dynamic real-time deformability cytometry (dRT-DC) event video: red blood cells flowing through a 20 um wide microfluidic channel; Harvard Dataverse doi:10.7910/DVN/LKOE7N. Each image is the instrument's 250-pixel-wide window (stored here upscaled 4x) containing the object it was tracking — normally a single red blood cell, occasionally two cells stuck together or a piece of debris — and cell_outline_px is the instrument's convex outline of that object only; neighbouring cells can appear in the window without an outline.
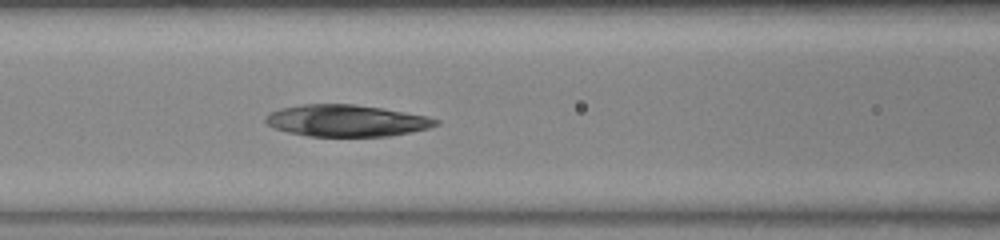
{"species": "common noctule bat (a hibernating species)", "species_latin": "Nyctalus noctula", "temperature_condition": "warm", "stored_images_in_passage": 51, "camera_frame_rate_fps": 3000, "um_per_image_px": 0.085, "animal": {"sex": "female", "body_mass_g": 23.0, "forearm_length_mm": 53.4}, "frame": {"image": 1, "passage_image": 21, "time_ms": 6.667, "image_size_px": [1000, 240], "cell_outline_px": [[440, 124], [428, 128], [388, 136], [308, 136], [288, 132], [276, 128], [268, 124], [264, 120], [264, 116], [280, 108], [304, 104], [352, 104], [380, 108], [428, 116], [440, 120]], "centroid_in_image_um": [29.44, 10.25], "position_along_channel_um": 137.2, "area_um2": 31.21}}
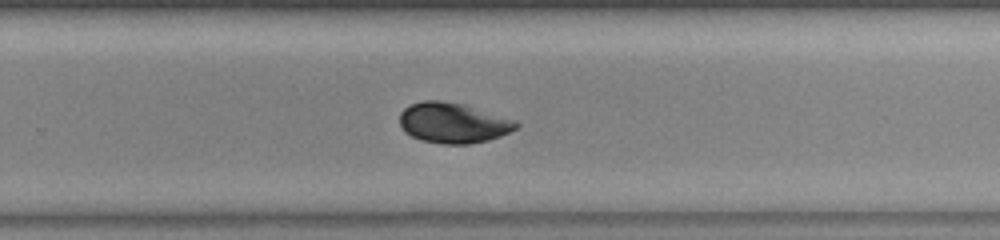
{"frame": {"image": 2, "passage_image": 33, "time_ms": 10.667, "image_size_px": [1000, 240], "cell_outline_px": [[520, 124], [516, 128], [500, 136], [488, 140], [468, 144], [444, 144], [420, 140], [404, 132], [400, 124], [400, 112], [404, 108], [412, 104], [424, 100], [440, 100], [464, 104], [516, 120]], "centroid_in_image_um": [38.5, 10.44], "position_along_channel_um": 291.3, "area_um2": 27.4}}
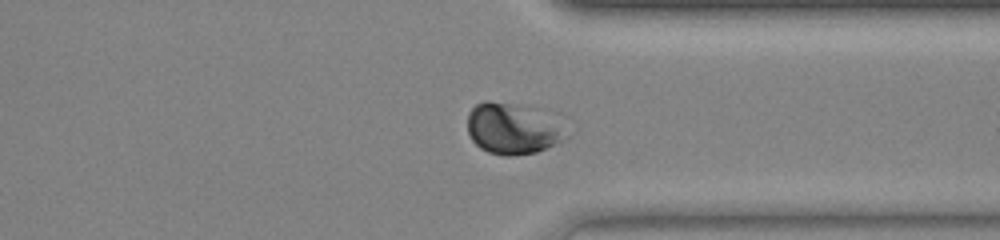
{"frame": {"image": 3, "passage_image": 39, "time_ms": 12.667, "image_size_px": [1000, 240], "cell_outline_px": [[560, 140], [536, 152], [512, 156], [504, 156], [488, 152], [480, 148], [472, 140], [468, 132], [468, 112], [476, 104], [484, 100], [488, 100], [508, 104], [520, 108], [556, 132]], "centroid_in_image_um": [43.15, 11.03], "position_along_channel_um": 368.2, "area_um2": 25.66}}